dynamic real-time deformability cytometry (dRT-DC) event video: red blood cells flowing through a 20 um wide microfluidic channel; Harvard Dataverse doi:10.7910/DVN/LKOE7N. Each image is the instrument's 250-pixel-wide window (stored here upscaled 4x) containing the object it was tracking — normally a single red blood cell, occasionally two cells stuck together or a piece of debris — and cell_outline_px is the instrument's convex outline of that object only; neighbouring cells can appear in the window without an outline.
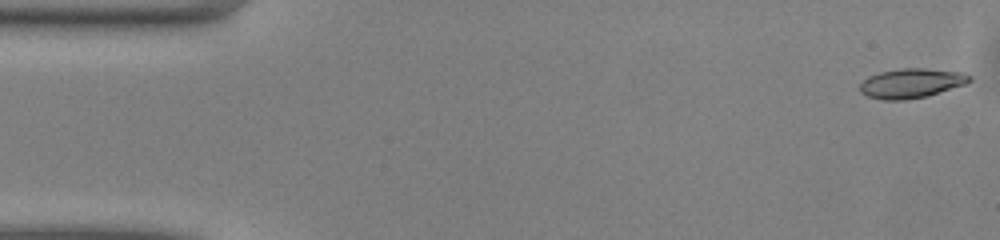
{"species": "common noctule bat (a hibernating species)", "species_latin": "Nyctalus noctula", "temperature_condition": "warm", "stored_images_in_passage": 49, "camera_frame_rate_fps": 3000, "um_per_image_px": 0.085, "animal": {"sex": "male", "body_mass_g": 13.0, "forearm_length_mm": 53.1}, "frame": {"image": 1, "passage_image": 1, "time_ms": 0.0, "image_size_px": [1000, 240], "cell_outline_px": [[972, 80], [964, 84], [924, 96], [904, 100], [884, 100], [868, 96], [860, 92], [860, 84], [868, 76], [880, 72], [900, 68], [924, 68], [964, 72], [972, 76]], "centroid_in_image_um": [77.45, 7.05], "position_along_channel_um": 7.6, "area_um2": 18.67}}
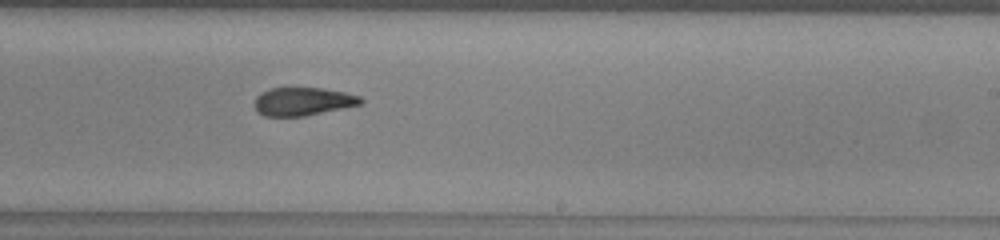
{"frame": {"image": 2, "passage_image": 29, "time_ms": 9.333, "image_size_px": [1000, 240], "cell_outline_px": [[364, 104], [304, 116], [264, 116], [256, 112], [256, 96], [260, 92], [268, 88], [324, 88], [344, 92], [360, 96], [364, 100]], "centroid_in_image_um": [25.77, 8.62], "position_along_channel_um": 263.2, "area_um2": 17.57}}
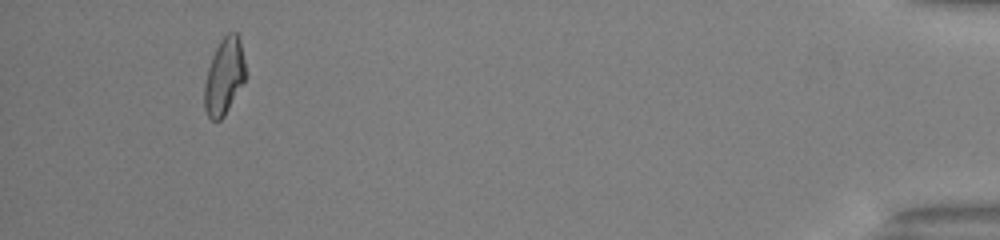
{"frame": {"image": 3, "passage_image": 46, "time_ms": 15.0, "image_size_px": [1000, 240], "cell_outline_px": [[244, 80], [224, 116], [220, 120], [212, 120], [208, 116], [204, 108], [204, 84], [208, 68], [212, 56], [220, 40], [228, 32], [236, 32], [240, 40], [244, 60]], "centroid_in_image_um": [19.03, 6.49], "position_along_channel_um": 416.2, "area_um2": 17.98}, "authors_computed_cell_mechanics": {"area_um2": 18.6694, "velocity_mm_per_s": 4.11, "shape_relaxation_time_tau1_ms": 6.04, "shape_relaxation_time_tau2_ms": 3.5493, "deformation_change_tau1": 0.1786, "deformation_change_tau2": 0.1172}}